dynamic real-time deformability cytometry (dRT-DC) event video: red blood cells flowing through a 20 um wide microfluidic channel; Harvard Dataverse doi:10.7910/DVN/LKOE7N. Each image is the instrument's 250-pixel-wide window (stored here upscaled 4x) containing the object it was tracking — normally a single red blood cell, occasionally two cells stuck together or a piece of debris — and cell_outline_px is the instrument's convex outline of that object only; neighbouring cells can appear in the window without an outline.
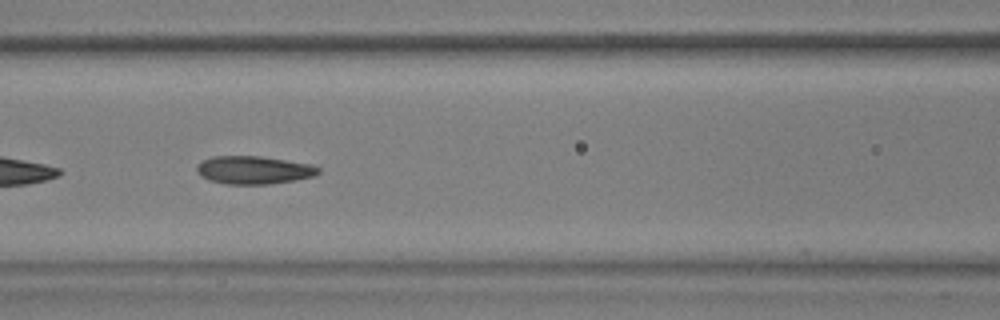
{"species": "common noctule bat (a hibernating species)", "species_latin": "Nyctalus noctula", "temperature_condition": "warm", "stored_images_in_passage": 43, "camera_frame_rate_fps": 3000, "um_per_image_px": 0.085, "animal": {"sex": "male", "body_mass_g": 17.9, "forearm_length_mm": 54.2}, "frame": {"image": 1, "passage_image": 13, "time_ms": 4.0, "image_size_px": [1000, 320], "cell_outline_px": [[320, 172], [316, 176], [296, 180], [268, 184], [224, 184], [208, 180], [200, 176], [196, 172], [196, 164], [200, 160], [212, 156], [260, 156], [316, 164], [320, 168]], "centroid_in_image_um": [21.57, 14.44], "position_along_channel_um": 145.0, "area_um2": 20.4}, "authors_computed_cell_mechanics": {"area_um2": 19.941, "velocity_mm_per_s": 3.6737, "shape_relaxation_time_tau1_ms": 9.7525, "shape_relaxation_time_tau2_ms": 1.6438, "deformation_change_tau1": 0.1987, "deformation_change_tau2": 0.0803}}